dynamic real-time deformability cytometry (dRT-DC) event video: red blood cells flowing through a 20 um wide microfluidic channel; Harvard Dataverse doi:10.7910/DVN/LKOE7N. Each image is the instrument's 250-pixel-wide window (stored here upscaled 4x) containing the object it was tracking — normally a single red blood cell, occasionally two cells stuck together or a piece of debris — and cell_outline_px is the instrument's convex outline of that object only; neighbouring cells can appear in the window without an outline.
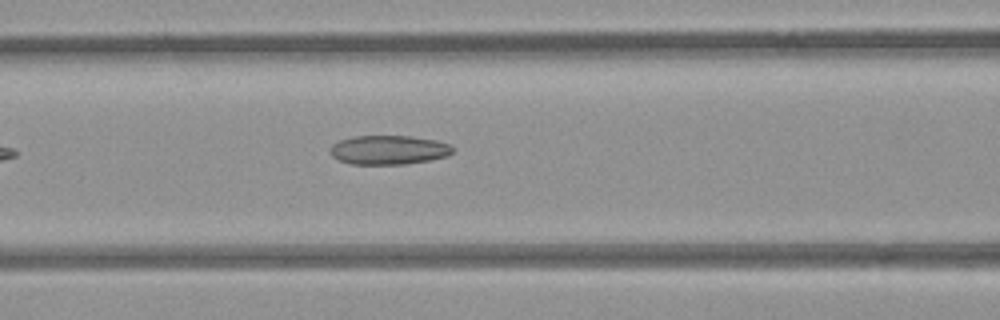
{"species": "common noctule bat (a hibernating species)", "species_latin": "Nyctalus noctula", "temperature_condition": "room temperature", "stored_images_in_passage": 5, "camera_frame_rate_fps": 3000, "um_per_image_px": 0.085, "animal": {"sex": "female", "body_mass_g": 21.9}, "frame": {"image": 1, "passage_image": 5, "time_ms": 1.333, "image_size_px": [1000, 320], "cell_outline_px": [[452, 152], [448, 156], [428, 160], [404, 164], [352, 164], [340, 160], [332, 156], [328, 152], [332, 144], [340, 140], [356, 136], [412, 136], [436, 140], [448, 144], [452, 148]], "centroid_in_image_um": [33.01, 12.74], "position_along_channel_um": 133.6, "area_um2": 20.69}}